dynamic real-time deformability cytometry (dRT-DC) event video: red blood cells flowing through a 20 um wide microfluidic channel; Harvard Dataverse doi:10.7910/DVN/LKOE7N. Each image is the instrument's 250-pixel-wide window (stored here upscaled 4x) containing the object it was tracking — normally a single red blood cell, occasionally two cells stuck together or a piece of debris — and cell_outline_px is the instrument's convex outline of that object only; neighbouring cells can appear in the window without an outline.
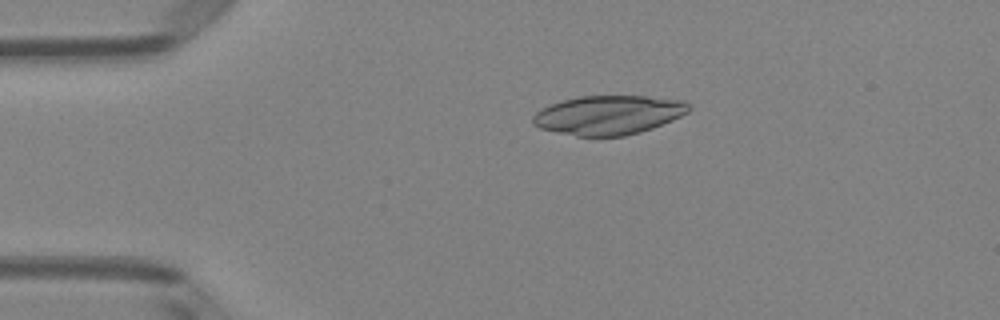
{"species": "Egyptian fruit bat (a non-hibernating species)", "species_latin": "Rousettus aegyptiacus", "temperature_condition": "room temperature", "stored_images_in_passage": 49, "camera_frame_rate_fps": 3000, "um_per_image_px": 0.085, "animal": {"sex": "female"}, "frame": {"image": 1, "passage_image": 10, "time_ms": 3.0, "image_size_px": [1000, 320], "cell_outline_px": [[692, 108], [688, 112], [672, 120], [652, 128], [640, 132], [624, 136], [576, 136], [540, 128], [532, 124], [532, 116], [540, 108], [564, 100], [580, 96], [648, 96], [684, 100]], "centroid_in_image_um": [51.73, 9.77], "position_along_channel_um": 33.3, "area_um2": 35.55}}
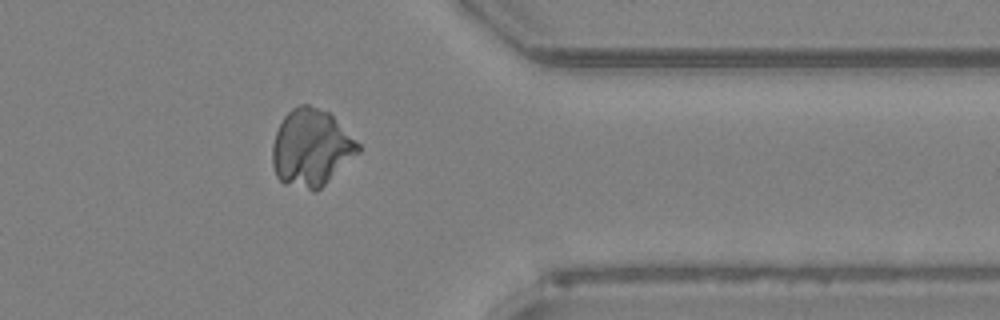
{"frame": {"image": 2, "passage_image": 40, "time_ms": 13.0, "image_size_px": [1000, 320], "cell_outline_px": [[360, 152], [316, 192], [312, 192], [284, 184], [276, 176], [272, 164], [272, 144], [276, 132], [284, 116], [292, 108], [300, 104], [308, 104], [328, 112], [360, 144]], "centroid_in_image_um": [26.43, 12.59], "position_along_channel_um": 385.0, "area_um2": 38.61}}
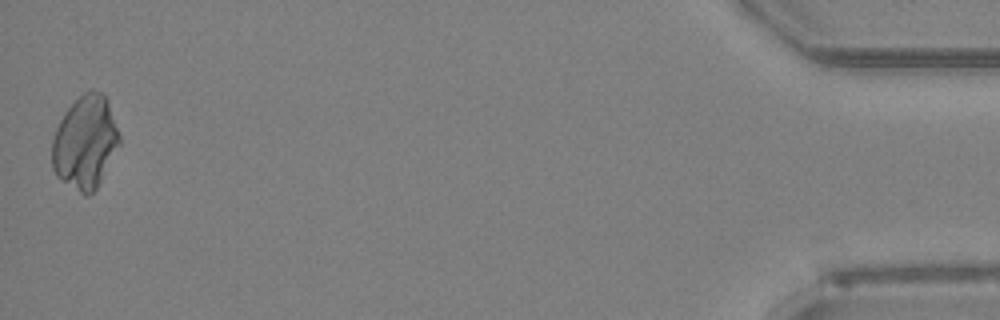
{"frame": {"image": 3, "passage_image": 49, "time_ms": 16.0, "image_size_px": [1000, 320], "cell_outline_px": [[120, 144], [96, 188], [88, 196], [84, 196], [60, 180], [56, 176], [52, 168], [52, 140], [56, 128], [64, 112], [88, 88], [92, 88], [100, 92], [108, 100], [120, 136]], "centroid_in_image_um": [7.23, 12.1], "position_along_channel_um": 428.0, "area_um2": 36.59}}